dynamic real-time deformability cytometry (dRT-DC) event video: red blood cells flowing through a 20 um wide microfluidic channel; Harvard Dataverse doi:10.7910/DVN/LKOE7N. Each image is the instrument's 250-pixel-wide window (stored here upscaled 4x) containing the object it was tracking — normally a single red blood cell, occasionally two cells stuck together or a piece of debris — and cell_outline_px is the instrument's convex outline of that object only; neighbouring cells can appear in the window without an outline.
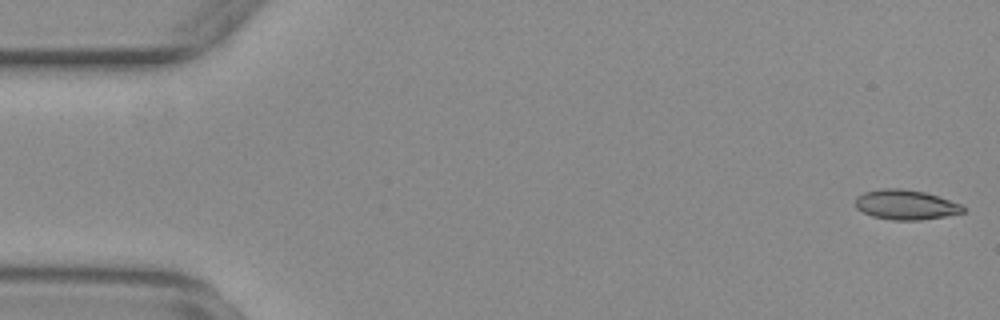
{"species": "common noctule bat (a hibernating species)", "species_latin": "Nyctalus noctula", "temperature_condition": "warm", "stored_images_in_passage": 55, "camera_frame_rate_fps": 3000, "um_per_image_px": 0.085, "animal": {"sex": "female", "body_mass_g": 29.2, "forearm_length_mm": 56.3}, "frame": {"image": 1, "passage_image": 1, "time_ms": 0.0, "image_size_px": [1000, 320], "cell_outline_px": [[964, 212], [944, 216], [920, 220], [892, 220], [872, 216], [856, 208], [856, 196], [864, 192], [880, 188], [900, 188], [924, 192], [960, 204], [964, 208]], "centroid_in_image_um": [76.94, 17.4], "position_along_channel_um": 8.1, "area_um2": 18.5}}
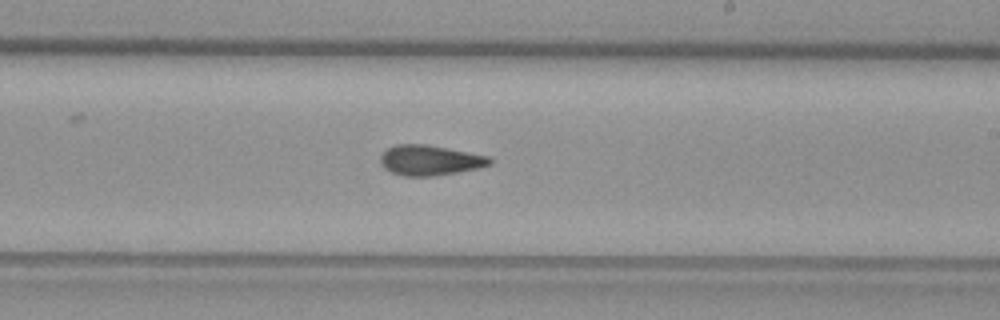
{"frame": {"image": 2, "passage_image": 32, "time_ms": 10.333, "image_size_px": [1000, 320], "cell_outline_px": [[492, 164], [476, 168], [456, 172], [432, 176], [404, 176], [392, 172], [384, 168], [380, 164], [380, 156], [388, 148], [396, 144], [424, 144], [488, 156], [492, 160]], "centroid_in_image_um": [36.5, 13.62], "position_along_channel_um": 252.5, "area_um2": 18.96}}
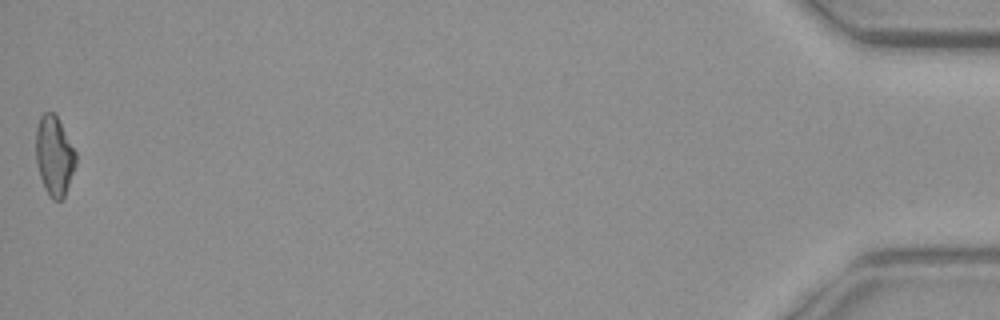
{"frame": {"image": 3, "passage_image": 55, "time_ms": 18.0, "image_size_px": [1000, 320], "cell_outline_px": [[76, 164], [64, 196], [60, 200], [52, 200], [44, 188], [36, 164], [36, 128], [40, 116], [44, 112], [52, 112], [56, 116], [76, 152]], "centroid_in_image_um": [4.6, 13.25], "position_along_channel_um": 430.6, "area_um2": 18.32}, "authors_computed_cell_mechanics": {"area_um2": 18.9006, "velocity_mm_per_s": 3.7165, "shape_relaxation_time_tau1_ms": null, "shape_relaxation_time_tau2_ms": 2.9595, "deformation_change_tau1": null, "deformation_change_tau2": 0.1086}}